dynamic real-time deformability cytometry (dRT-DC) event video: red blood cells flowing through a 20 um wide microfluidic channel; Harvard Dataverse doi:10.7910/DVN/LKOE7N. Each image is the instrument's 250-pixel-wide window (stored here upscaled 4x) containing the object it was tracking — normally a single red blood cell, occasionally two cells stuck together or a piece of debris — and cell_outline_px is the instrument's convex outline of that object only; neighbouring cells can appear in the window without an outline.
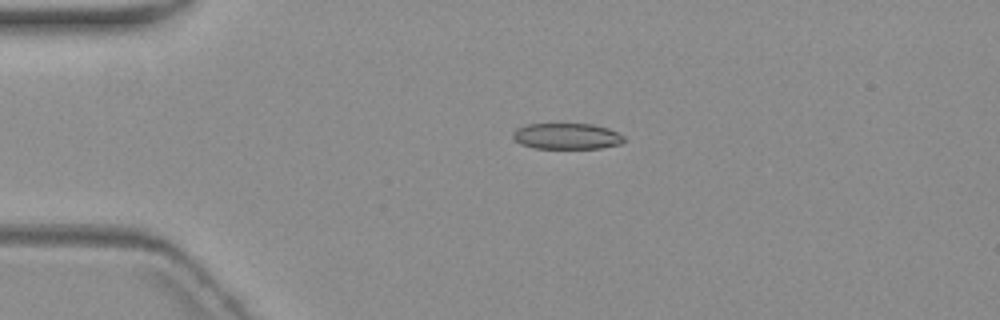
{"species": "common noctule bat (a hibernating species)", "species_latin": "Nyctalus noctula", "temperature_condition": "warm", "stored_images_in_passage": 4, "camera_frame_rate_fps": 3000, "um_per_image_px": 0.085, "animal": {"sex": "female", "body_mass_g": 19.3, "forearm_length_mm": 54.1}, "frame": {"image": 1, "passage_image": 3, "time_ms": 2.333, "image_size_px": [1000, 320], "cell_outline_px": [[624, 140], [620, 144], [600, 148], [536, 148], [520, 144], [512, 136], [512, 132], [516, 128], [528, 124], [592, 124], [608, 128], [624, 136]], "centroid_in_image_um": [48.16, 11.57], "position_along_channel_um": 36.8, "area_um2": 16.76}}